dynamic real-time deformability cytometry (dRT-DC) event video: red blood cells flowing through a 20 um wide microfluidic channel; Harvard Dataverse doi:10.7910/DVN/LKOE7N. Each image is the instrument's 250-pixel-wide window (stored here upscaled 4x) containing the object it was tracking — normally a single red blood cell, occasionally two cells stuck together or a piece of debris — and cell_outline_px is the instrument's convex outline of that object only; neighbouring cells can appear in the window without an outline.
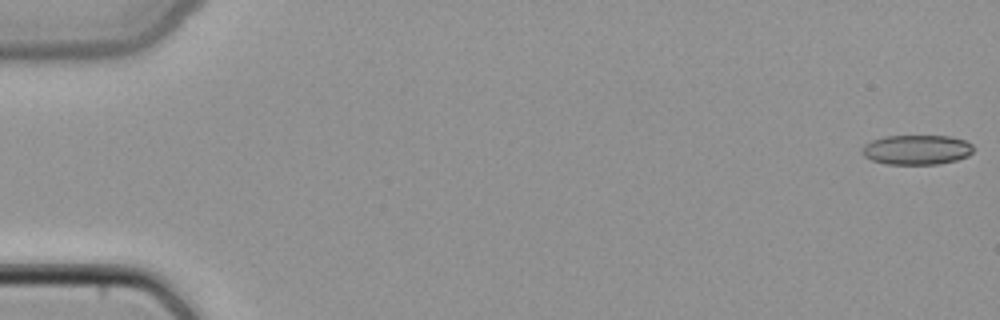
{"species": "common noctule bat (a hibernating species)", "species_latin": "Nyctalus noctula", "temperature_condition": "cold", "stored_images_in_passage": 49, "camera_frame_rate_fps": 3000, "um_per_image_px": 0.085, "animal": {"sex": "female", "body_mass_g": 22.7, "forearm_length_mm": 54.2}, "frame": {"image": 1, "passage_image": 1, "time_ms": 0.0, "image_size_px": [1000, 320], "cell_outline_px": [[972, 152], [968, 156], [956, 160], [936, 164], [884, 164], [872, 160], [864, 156], [860, 152], [860, 148], [864, 144], [872, 140], [884, 136], [948, 136], [964, 140], [972, 144]], "centroid_in_image_um": [77.87, 12.73], "position_along_channel_um": 7.1, "area_um2": 19.36}}
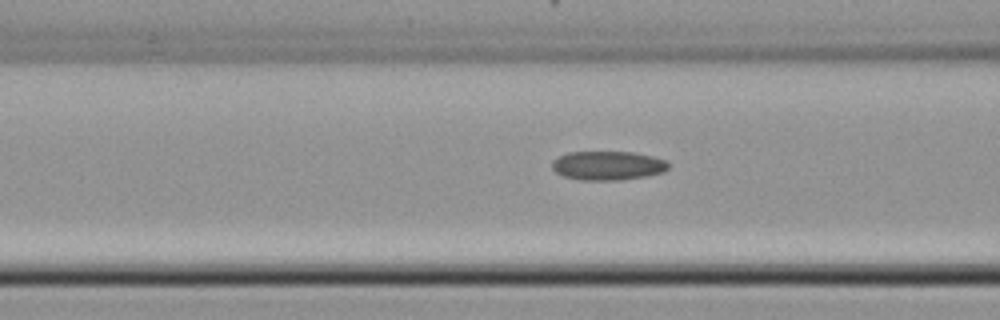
{"frame": {"image": 2, "passage_image": 20, "time_ms": 6.333, "image_size_px": [1000, 320], "cell_outline_px": [[668, 168], [664, 172], [644, 176], [620, 180], [580, 180], [564, 176], [556, 172], [552, 168], [552, 160], [568, 152], [636, 152], [668, 160]], "centroid_in_image_um": [51.67, 14.07], "position_along_channel_um": 114.9, "area_um2": 19.71}}
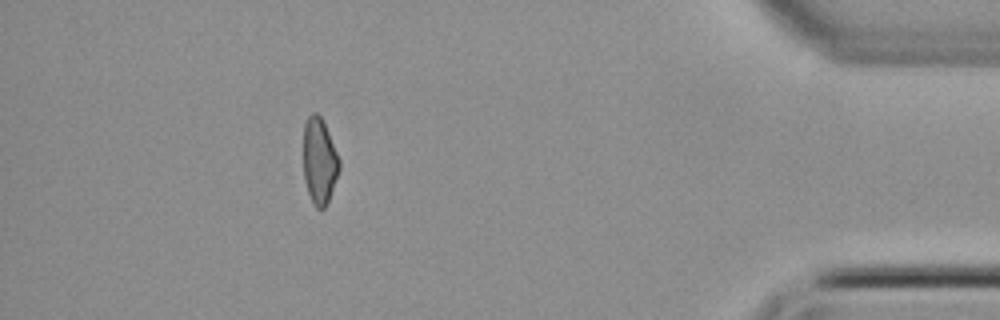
{"frame": {"image": 3, "passage_image": 44, "time_ms": 14.333, "image_size_px": [1000, 320], "cell_outline_px": [[340, 168], [328, 200], [324, 208], [316, 208], [312, 204], [304, 180], [304, 124], [308, 116], [312, 112], [316, 112], [320, 116], [328, 132], [340, 160]], "centroid_in_image_um": [27.14, 13.69], "position_along_channel_um": 408.1, "area_um2": 17.8}}